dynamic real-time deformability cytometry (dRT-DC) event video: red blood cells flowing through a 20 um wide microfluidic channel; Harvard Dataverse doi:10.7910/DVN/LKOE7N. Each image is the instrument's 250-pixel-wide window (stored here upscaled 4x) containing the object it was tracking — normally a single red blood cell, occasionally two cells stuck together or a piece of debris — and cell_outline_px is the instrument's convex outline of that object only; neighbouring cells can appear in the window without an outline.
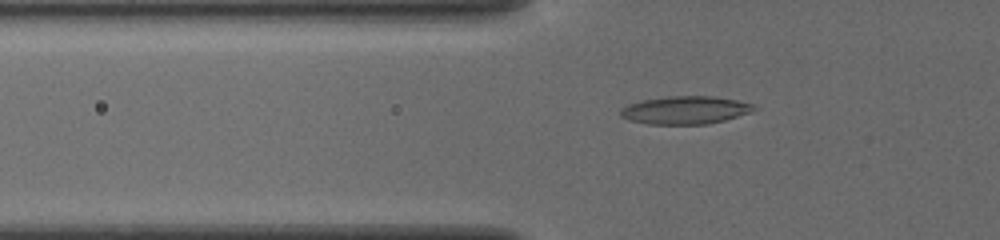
{"species": "common noctule bat (a hibernating species)", "species_latin": "Nyctalus noctula", "temperature_condition": "cold", "stored_images_in_passage": 48, "camera_frame_rate_fps": 3000, "um_per_image_px": 0.085, "animal": {"sex": "female", "body_mass_g": 19.5, "forearm_length_mm": 54.1}, "frame": {"image": 1, "passage_image": 17, "time_ms": 5.333, "image_size_px": [1000, 240], "cell_outline_px": [[756, 108], [748, 112], [724, 120], [708, 124], [648, 124], [628, 120], [620, 116], [620, 108], [628, 104], [644, 100], [668, 96], [716, 96], [756, 104]], "centroid_in_image_um": [58.22, 9.35], "position_along_channel_um": 67.6, "area_um2": 21.68}}
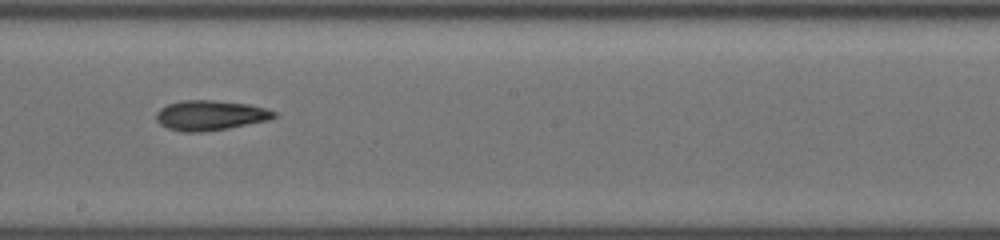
{"frame": {"image": 2, "passage_image": 30, "time_ms": 9.667, "image_size_px": [1000, 240], "cell_outline_px": [[276, 116], [268, 120], [228, 128], [200, 132], [184, 132], [168, 128], [160, 124], [156, 120], [156, 112], [160, 108], [168, 104], [180, 100], [216, 100], [248, 104], [264, 108], [276, 112]], "centroid_in_image_um": [17.84, 9.79], "position_along_channel_um": 230.4, "area_um2": 20.52}}
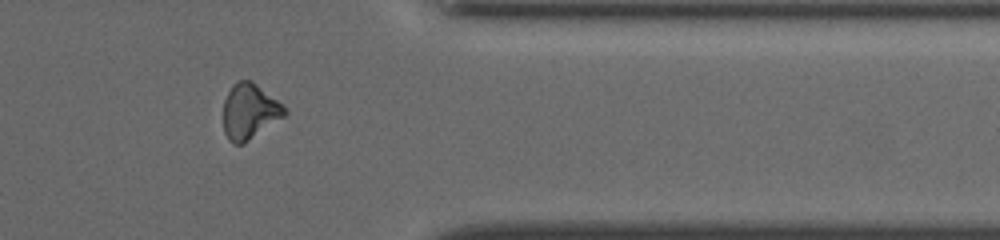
{"frame": {"image": 3, "passage_image": 43, "time_ms": 14.0, "image_size_px": [1000, 240], "cell_outline_px": [[288, 112], [284, 116], [244, 144], [232, 144], [228, 140], [224, 132], [224, 100], [232, 84], [240, 80], [252, 80], [276, 100]], "centroid_in_image_um": [21.18, 9.49], "position_along_channel_um": 390.2, "area_um2": 19.59}}